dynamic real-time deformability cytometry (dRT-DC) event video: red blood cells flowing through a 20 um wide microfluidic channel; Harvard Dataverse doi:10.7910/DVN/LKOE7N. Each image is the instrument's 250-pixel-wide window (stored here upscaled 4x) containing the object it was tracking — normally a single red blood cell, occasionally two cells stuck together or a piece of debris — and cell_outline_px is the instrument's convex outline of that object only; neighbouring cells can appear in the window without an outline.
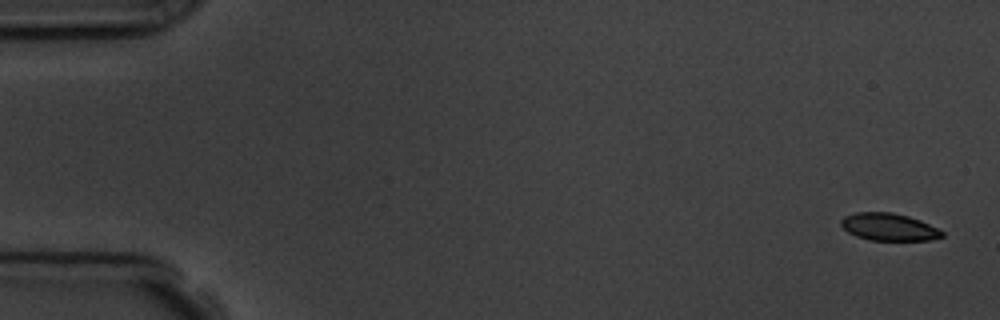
{"species": "common noctule bat (a hibernating species)", "species_latin": "Nyctalus noctula", "temperature_condition": "room temperature", "stored_images_in_passage": 5, "camera_frame_rate_fps": 3000, "um_per_image_px": 0.085, "animal": {"sex": "male", "body_mass_g": 19.5, "forearm_length_mm": 54.6}, "frame": {"image": 1, "passage_image": 1, "time_ms": 0.0, "image_size_px": [1000, 320], "cell_outline_px": [[944, 236], [932, 240], [868, 240], [856, 236], [848, 232], [840, 224], [840, 220], [844, 216], [856, 212], [892, 212], [908, 216], [920, 220], [944, 232]], "centroid_in_image_um": [75.53, 19.29], "position_along_channel_um": 9.5, "area_um2": 16.13}}
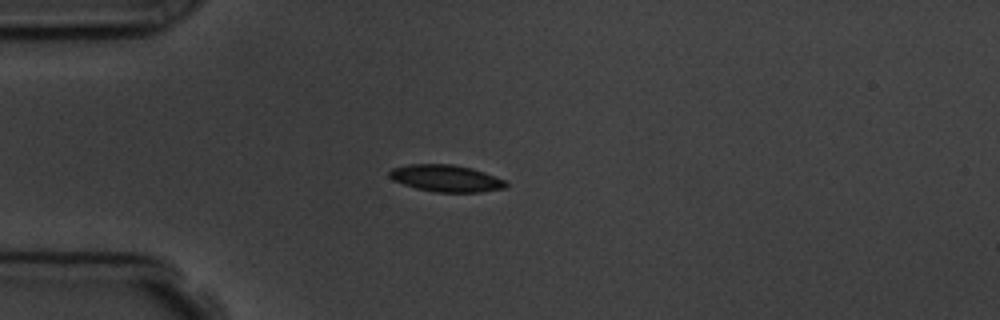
{"frame": {"image": 2, "passage_image": 5, "time_ms": 4.333, "image_size_px": [1000, 320], "cell_outline_px": [[508, 184], [504, 188], [480, 192], [436, 192], [416, 188], [392, 180], [388, 176], [388, 172], [392, 168], [408, 164], [452, 164], [472, 168], [484, 172], [504, 180]], "centroid_in_image_um": [37.88, 15.15], "position_along_channel_um": 47.1, "area_um2": 18.21}}